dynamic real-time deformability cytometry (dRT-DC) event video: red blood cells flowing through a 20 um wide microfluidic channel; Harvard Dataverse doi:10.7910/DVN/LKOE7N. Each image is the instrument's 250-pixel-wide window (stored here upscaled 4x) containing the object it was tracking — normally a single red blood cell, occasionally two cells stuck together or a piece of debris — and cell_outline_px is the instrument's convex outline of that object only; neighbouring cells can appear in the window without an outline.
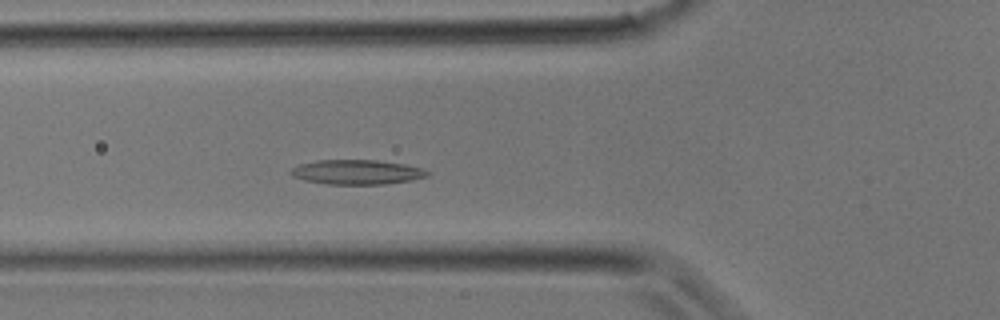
{"species": "common noctule bat (a hibernating species)", "species_latin": "Nyctalus noctula", "temperature_condition": "room temperature", "stored_images_in_passage": 30, "camera_frame_rate_fps": 3000, "um_per_image_px": 0.085, "animal": {"sex": "male", "body_mass_g": 17.9}, "frame": {"image": 1, "passage_image": 9, "time_ms": 2.667, "image_size_px": [1000, 320], "cell_outline_px": [[432, 172], [428, 176], [412, 180], [384, 184], [328, 184], [304, 180], [292, 176], [288, 172], [292, 168], [300, 164], [316, 160], [376, 160], [404, 164], [420, 168]], "centroid_in_image_um": [30.33, 14.63], "position_along_channel_um": 95.5, "area_um2": 19.59}}
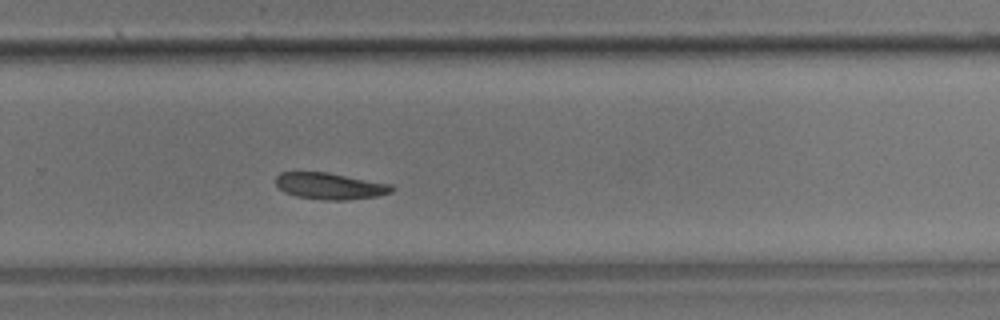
{"frame": {"image": 2, "passage_image": 19, "time_ms": 6.0, "image_size_px": [1000, 320], "cell_outline_px": [[396, 188], [392, 192], [380, 196], [348, 200], [324, 200], [296, 196], [284, 192], [276, 184], [276, 176], [280, 172], [328, 172], [392, 184]], "centroid_in_image_um": [28.1, 15.81], "position_along_channel_um": 301.7, "area_um2": 18.15}}
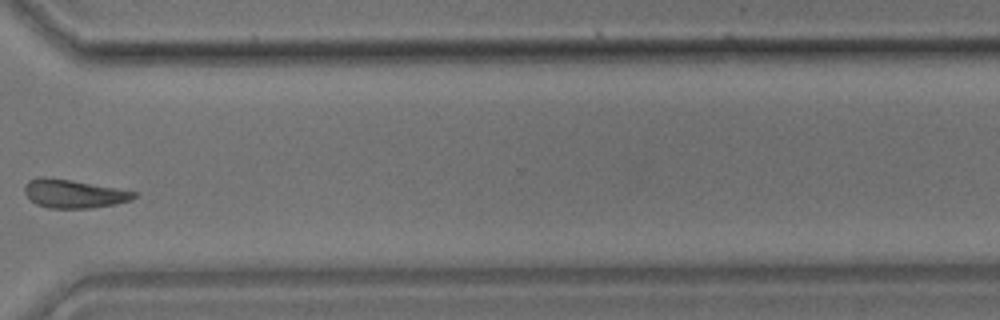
{"frame": {"image": 3, "passage_image": 22, "time_ms": 7.0, "image_size_px": [1000, 320], "cell_outline_px": [[136, 196], [132, 200], [116, 204], [92, 208], [48, 208], [36, 204], [24, 192], [24, 184], [28, 180], [36, 176], [44, 176], [72, 180], [116, 188], [136, 192]], "centroid_in_image_um": [6.23, 16.45], "position_along_channel_um": 364.4, "area_um2": 18.26}}